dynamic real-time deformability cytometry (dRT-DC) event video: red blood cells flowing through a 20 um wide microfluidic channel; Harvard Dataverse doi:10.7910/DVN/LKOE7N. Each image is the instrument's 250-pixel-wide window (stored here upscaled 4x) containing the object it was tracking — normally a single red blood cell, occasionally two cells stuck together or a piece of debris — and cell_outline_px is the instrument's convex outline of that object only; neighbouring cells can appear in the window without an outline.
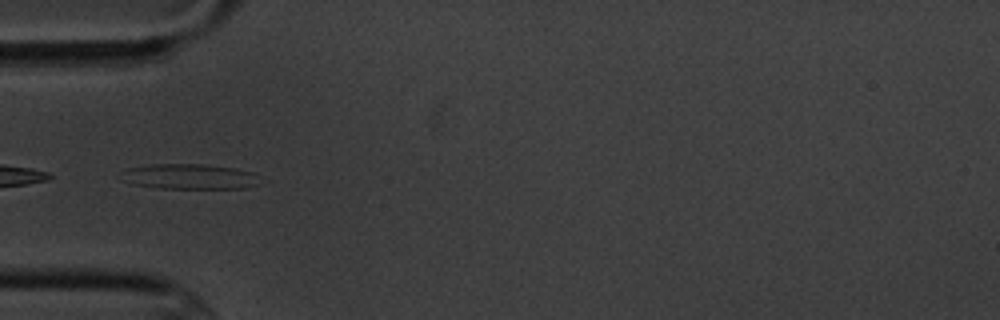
{"species": "common noctule bat (a hibernating species)", "species_latin": "Nyctalus noctula", "temperature_condition": "cold", "stored_images_in_passage": 5, "camera_frame_rate_fps": 3000, "um_per_image_px": 0.085, "animal": {"sex": "male", "body_mass_g": 20.1, "forearm_length_mm": 53.5}, "frame": {"image": 1, "passage_image": 3, "time_ms": 3.333, "image_size_px": [1000, 320], "cell_outline_px": [[260, 180], [256, 184], [244, 188], [156, 188], [132, 184], [124, 180], [124, 168], [148, 164], [200, 164], [236, 168], [252, 172]], "centroid_in_image_um": [16.07, 15.0], "position_along_channel_um": 68.9, "area_um2": 20.29}}